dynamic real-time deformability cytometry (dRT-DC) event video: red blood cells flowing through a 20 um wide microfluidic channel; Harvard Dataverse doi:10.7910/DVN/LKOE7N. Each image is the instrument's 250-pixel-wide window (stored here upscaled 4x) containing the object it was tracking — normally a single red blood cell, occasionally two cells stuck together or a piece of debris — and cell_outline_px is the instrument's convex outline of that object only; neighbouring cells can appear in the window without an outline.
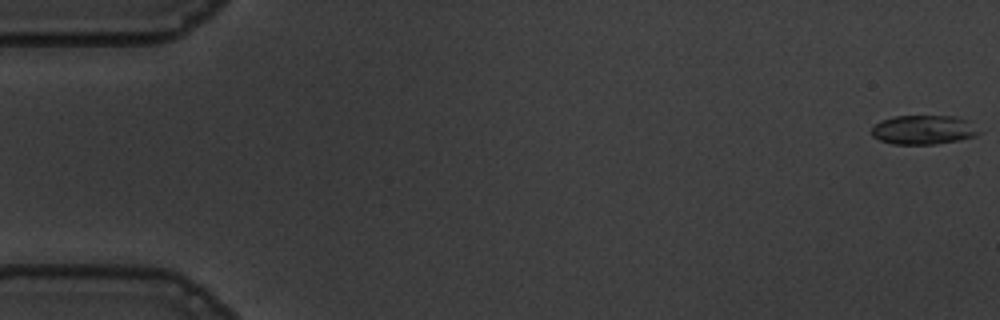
{"species": "common noctule bat (a hibernating species)", "species_latin": "Nyctalus noctula", "temperature_condition": "warm", "stored_images_in_passage": 56, "camera_frame_rate_fps": 3000, "um_per_image_px": 0.085, "animal": {"sex": "male", "body_mass_g": 19.5, "forearm_length_mm": 54.6}, "frame": {"image": 1, "passage_image": 1, "time_ms": 0.0, "image_size_px": [1000, 320], "cell_outline_px": [[980, 132], [976, 136], [960, 140], [936, 144], [892, 144], [880, 140], [872, 136], [872, 128], [880, 120], [892, 116], [956, 116], [968, 120]], "centroid_in_image_um": [78.49, 11.03], "position_along_channel_um": 6.5, "area_um2": 18.32}}
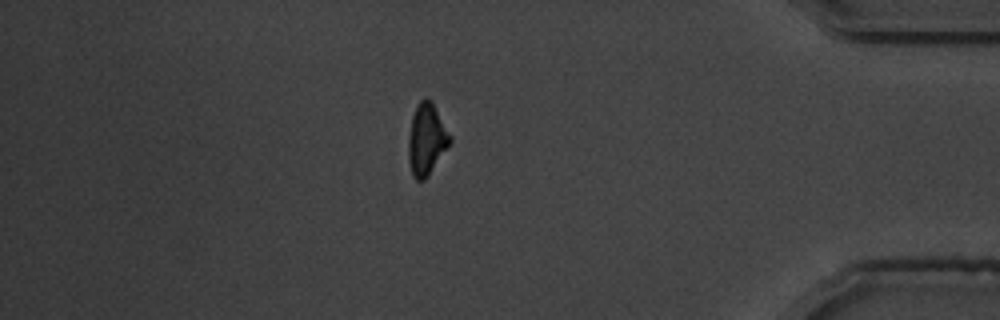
{"frame": {"image": 2, "passage_image": 48, "time_ms": 15.667, "image_size_px": [1000, 320], "cell_outline_px": [[452, 140], [428, 176], [424, 180], [416, 180], [412, 176], [408, 160], [408, 136], [412, 116], [416, 104], [424, 96], [432, 100], [452, 136]], "centroid_in_image_um": [36.25, 11.81], "position_along_channel_um": 399.0, "area_um2": 17.63}}
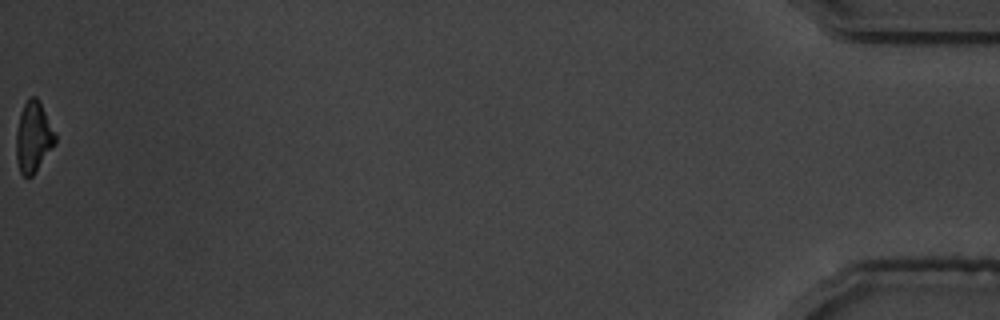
{"frame": {"image": 3, "passage_image": 56, "time_ms": 18.333, "image_size_px": [1000, 320], "cell_outline_px": [[56, 144], [36, 172], [32, 176], [24, 176], [20, 172], [16, 160], [16, 132], [20, 112], [28, 96], [36, 96], [56, 132]], "centroid_in_image_um": [2.84, 11.66], "position_along_channel_um": 432.4, "area_um2": 16.3}, "authors_computed_cell_mechanics": {"area_um2": 18.1492, "velocity_mm_per_s": 3.666, "shape_relaxation_time_tau1_ms": 2.1094, "shape_relaxation_time_tau2_ms": 4.4872, "deformation_change_tau1": 0.1601, "deformation_change_tau2": 0.1391}}